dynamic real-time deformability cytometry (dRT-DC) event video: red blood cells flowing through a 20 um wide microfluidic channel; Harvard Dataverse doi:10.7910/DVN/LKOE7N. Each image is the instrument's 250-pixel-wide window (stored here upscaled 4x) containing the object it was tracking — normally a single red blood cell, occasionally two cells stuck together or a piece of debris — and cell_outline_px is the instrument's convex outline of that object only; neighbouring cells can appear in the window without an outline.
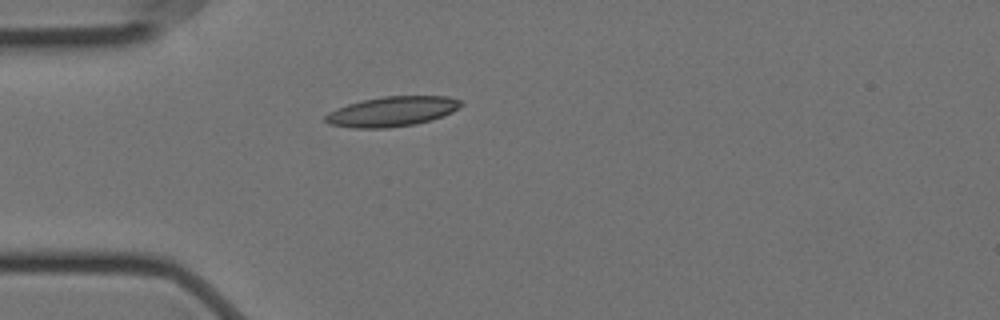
{"species": "Egyptian fruit bat (a non-hibernating species)", "species_latin": "Rousettus aegyptiacus", "temperature_condition": "cold", "stored_images_in_passage": 2, "camera_frame_rate_fps": 3000, "um_per_image_px": 0.085, "animal": {"sex": "female"}, "frame": {"image": 1, "passage_image": 1, "time_ms": 0.0, "image_size_px": [1000, 320], "cell_outline_px": [[464, 104], [452, 112], [444, 116], [432, 120], [416, 124], [388, 128], [352, 128], [328, 124], [324, 120], [324, 116], [328, 112], [336, 108], [360, 100], [384, 96], [448, 96], [460, 100]], "centroid_in_image_um": [33.31, 9.48], "position_along_channel_um": 51.7, "area_um2": 23.93}}